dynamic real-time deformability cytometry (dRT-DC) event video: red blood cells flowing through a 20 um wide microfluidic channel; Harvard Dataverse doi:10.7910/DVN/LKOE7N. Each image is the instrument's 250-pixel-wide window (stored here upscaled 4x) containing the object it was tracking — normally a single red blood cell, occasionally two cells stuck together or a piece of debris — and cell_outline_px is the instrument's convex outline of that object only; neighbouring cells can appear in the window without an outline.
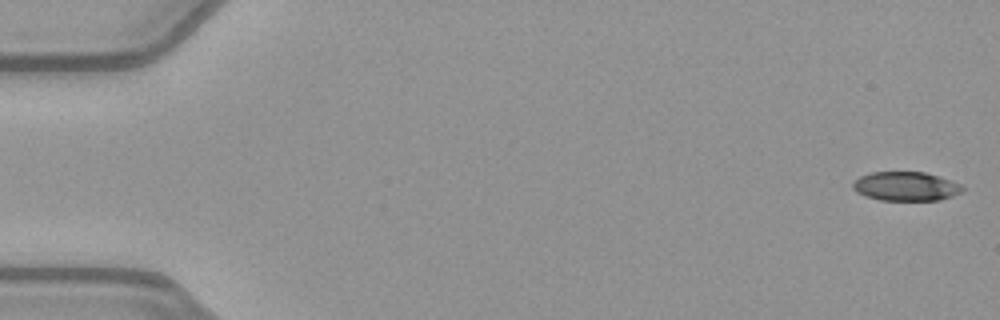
{"species": "common noctule bat (a hibernating species)", "species_latin": "Nyctalus noctula", "temperature_condition": "warm", "stored_images_in_passage": 52, "camera_frame_rate_fps": 3000, "um_per_image_px": 0.085, "animal": {"sex": "female", "body_mass_g": 21.9}, "frame": {"image": 1, "passage_image": 1, "time_ms": 0.0, "image_size_px": [1000, 320], "cell_outline_px": [[964, 188], [960, 192], [952, 196], [940, 200], [880, 200], [864, 196], [856, 192], [852, 188], [852, 184], [860, 176], [872, 172], [924, 172], [940, 176], [960, 184]], "centroid_in_image_um": [76.98, 15.84], "position_along_channel_um": 8.0, "area_um2": 18.55}}
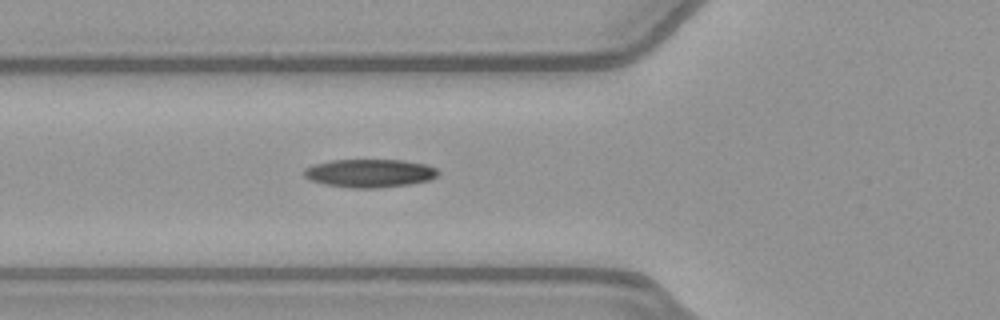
{"frame": {"image": 2, "passage_image": 19, "time_ms": 6.0, "image_size_px": [1000, 320], "cell_outline_px": [[440, 176], [428, 180], [408, 184], [380, 188], [348, 188], [324, 184], [312, 180], [304, 176], [304, 168], [312, 164], [332, 160], [404, 160], [428, 164], [436, 168], [440, 172]], "centroid_in_image_um": [31.45, 14.72], "position_along_channel_um": 94.4, "area_um2": 22.31}}
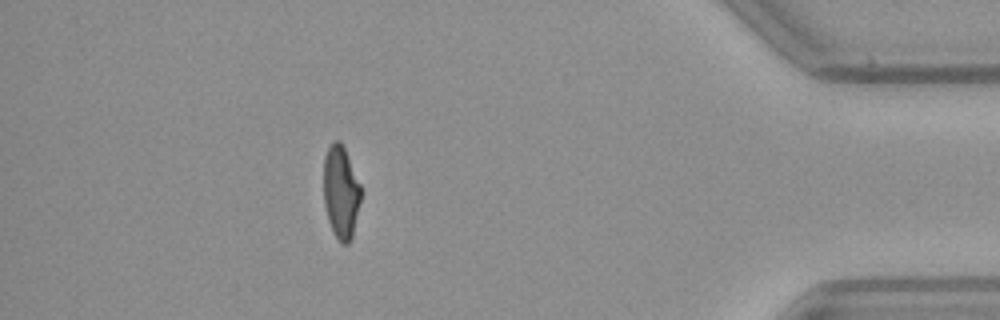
{"frame": {"image": 3, "passage_image": 46, "time_ms": 15.0, "image_size_px": [1000, 320], "cell_outline_px": [[360, 200], [352, 236], [348, 244], [340, 244], [328, 220], [324, 204], [324, 156], [332, 140], [340, 140], [344, 148], [360, 184]], "centroid_in_image_um": [28.96, 16.31], "position_along_channel_um": 406.2, "area_um2": 19.88}, "authors_computed_cell_mechanics": {"area_um2": 21.0681, "velocity_mm_per_s": 4.0105, "shape_relaxation_time_tau1_ms": 10.2578, "shape_relaxation_time_tau2_ms": 3.0763, "deformation_change_tau1": 0.2785, "deformation_change_tau2": 0.092}}